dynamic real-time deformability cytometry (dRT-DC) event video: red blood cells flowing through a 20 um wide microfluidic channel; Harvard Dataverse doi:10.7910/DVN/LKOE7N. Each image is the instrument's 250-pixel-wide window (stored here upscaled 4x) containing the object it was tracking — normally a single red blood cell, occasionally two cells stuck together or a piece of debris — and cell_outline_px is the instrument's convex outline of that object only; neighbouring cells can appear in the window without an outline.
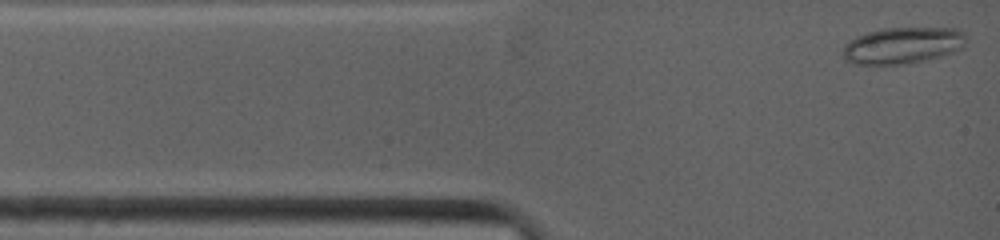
{"species": "common noctule bat (a hibernating species)", "species_latin": "Nyctalus noctula", "temperature_condition": "warm", "stored_images_in_passage": 5, "camera_frame_rate_fps": 4500, "um_per_image_px": 0.085, "animal": {"sex": "female", "body_mass_g": 19.0, "forearm_length_mm": 53.3}, "frame": {"image": 1, "passage_image": 1, "time_ms": 0.0, "image_size_px": [1000, 240], "cell_outline_px": [[964, 44], [960, 48], [952, 52], [940, 56], [924, 60], [904, 64], [852, 64], [844, 60], [840, 52], [844, 44], [848, 40], [856, 36], [868, 32], [884, 28], [956, 28], [964, 32]], "centroid_in_image_um": [76.63, 3.86], "position_along_channel_um": 8.4, "area_um2": 26.3}}
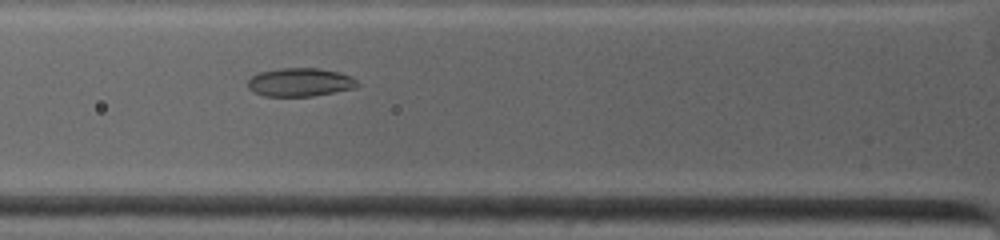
{"frame": {"image": 2, "passage_image": 5, "time_ms": 3.333, "image_size_px": [1000, 240], "cell_outline_px": [[360, 84], [352, 88], [312, 96], [264, 96], [248, 88], [248, 80], [252, 76], [260, 72], [280, 68], [320, 68], [340, 72], [352, 76]], "centroid_in_image_um": [25.51, 6.98], "position_along_channel_um": 100.3, "area_um2": 18.03}}